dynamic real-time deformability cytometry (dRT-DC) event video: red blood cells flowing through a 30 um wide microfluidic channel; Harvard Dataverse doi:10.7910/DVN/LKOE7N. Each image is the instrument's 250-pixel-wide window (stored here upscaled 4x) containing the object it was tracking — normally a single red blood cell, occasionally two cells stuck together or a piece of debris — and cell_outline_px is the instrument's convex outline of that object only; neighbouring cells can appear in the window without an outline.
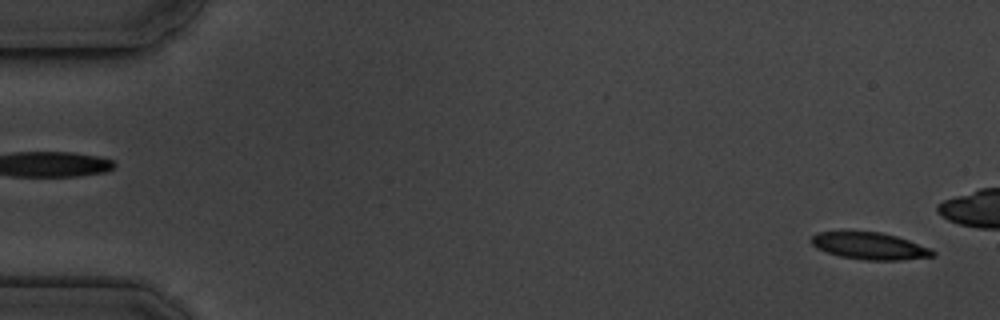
{"species": "common noctule bat (a hibernating species)", "species_latin": "Nyctalus noctula", "temperature_condition": "cold", "stored_images_in_passage": 5, "segment_of_instrument_passage": [2, 2], "camera_frame_rate_fps": 3000, "um_per_image_px": 0.085, "animal": {"sex": "male", "body_mass_g": 19.5, "forearm_length_mm": 54.6}, "frame": {"image": 1, "passage_image": 5, "time_ms": 5.333, "image_size_px": [1000, 320], "cell_outline_px": [[936, 256], [900, 260], [864, 260], [840, 256], [816, 248], [812, 244], [812, 236], [816, 232], [880, 232], [896, 236], [932, 248], [936, 252]], "centroid_in_image_um": [73.97, 20.91], "position_along_channel_um": 11.0, "area_um2": 19.02}}